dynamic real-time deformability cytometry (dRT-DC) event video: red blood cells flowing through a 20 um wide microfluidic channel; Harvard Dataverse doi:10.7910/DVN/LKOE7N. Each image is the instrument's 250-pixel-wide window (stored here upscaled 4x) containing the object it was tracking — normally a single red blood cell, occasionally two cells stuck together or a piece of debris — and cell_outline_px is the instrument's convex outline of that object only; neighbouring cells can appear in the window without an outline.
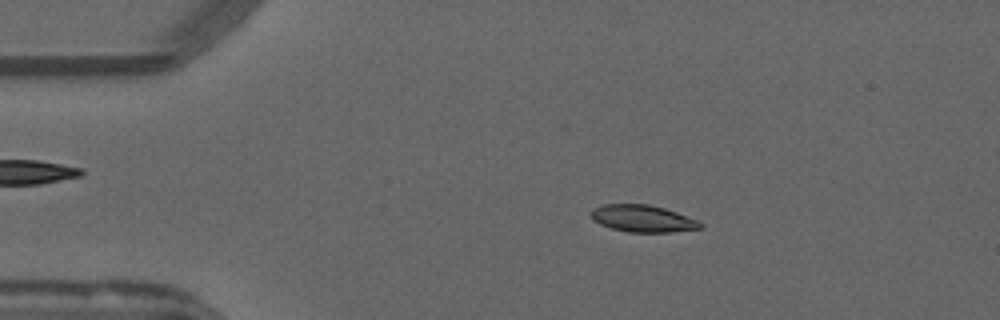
{"species": "common noctule bat (a hibernating species)", "species_latin": "Nyctalus noctula", "temperature_condition": "warm", "stored_images_in_passage": 54, "segment_of_instrument_passage": [1, 2], "camera_frame_rate_fps": 3000, "um_per_image_px": 0.085, "animal": {"sex": "male", "forearm_length_mm": 52.5}, "frame": {"image": 1, "passage_image": 9, "time_ms": 2.667, "image_size_px": [1000, 320], "cell_outline_px": [[704, 224], [700, 228], [672, 232], [628, 232], [612, 228], [600, 224], [592, 220], [592, 212], [596, 208], [604, 204], [648, 204], [664, 208], [700, 220]], "centroid_in_image_um": [54.68, 18.58], "position_along_channel_um": 30.3, "area_um2": 17.11}}
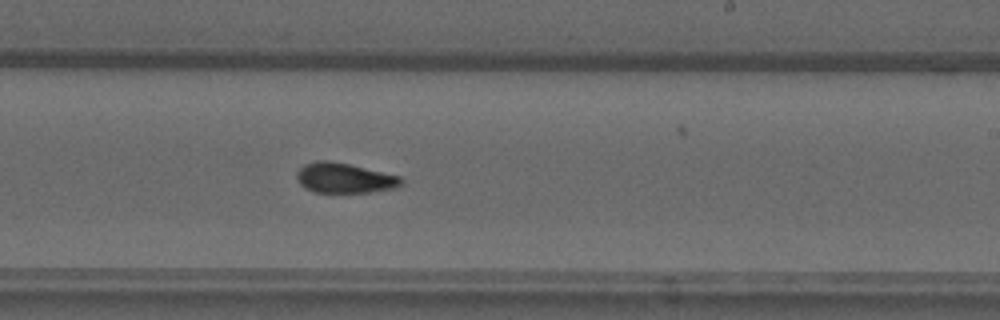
{"frame": {"image": 2, "passage_image": 31, "time_ms": 10.0, "image_size_px": [1000, 320], "cell_outline_px": [[404, 180], [396, 188], [368, 192], [316, 192], [304, 188], [300, 184], [296, 176], [296, 172], [304, 164], [316, 160], [328, 160], [348, 164], [400, 176]], "centroid_in_image_um": [29.25, 15.13], "position_along_channel_um": 259.8, "area_um2": 18.21}}
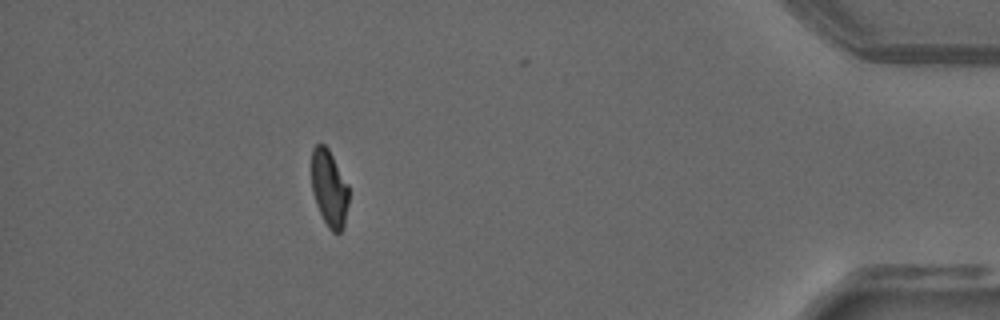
{"frame": {"image": 3, "passage_image": 47, "time_ms": 15.333, "image_size_px": [1000, 320], "cell_outline_px": [[348, 204], [344, 224], [340, 232], [332, 232], [328, 228], [316, 204], [312, 192], [312, 148], [316, 144], [324, 144], [328, 148], [348, 184]], "centroid_in_image_um": [27.98, 15.99], "position_along_channel_um": 407.2, "area_um2": 16.53}}